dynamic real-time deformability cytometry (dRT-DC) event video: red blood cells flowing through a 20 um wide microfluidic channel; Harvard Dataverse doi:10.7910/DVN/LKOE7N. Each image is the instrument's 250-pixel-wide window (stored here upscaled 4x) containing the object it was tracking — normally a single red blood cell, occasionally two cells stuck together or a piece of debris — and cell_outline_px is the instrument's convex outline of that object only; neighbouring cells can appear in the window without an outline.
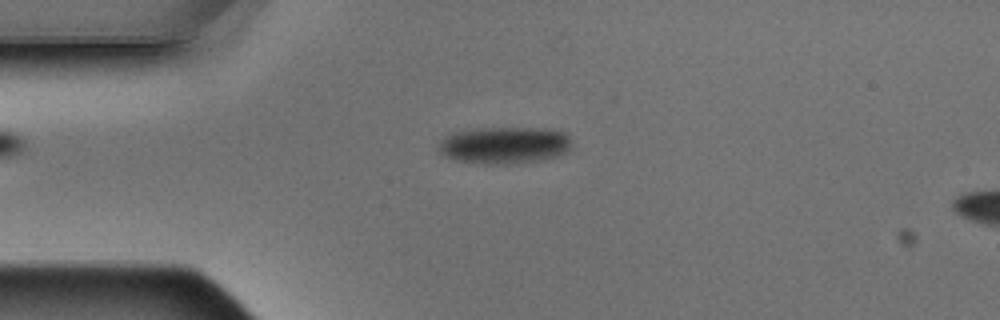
{"species": "Egyptian fruit bat (a non-hibernating species)", "species_latin": "Rousettus aegyptiacus", "temperature_condition": "warm", "stored_images_in_passage": 3, "camera_frame_rate_fps": 3000, "um_per_image_px": 0.085, "animal": {"sex": "male"}, "frame": {"image": 1, "passage_image": 1, "time_ms": 0.0, "image_size_px": [1000, 320], "cell_outline_px": [[572, 148], [556, 156], [544, 160], [500, 164], [484, 164], [456, 160], [440, 152], [440, 140], [444, 136], [452, 132], [484, 128], [548, 128], [568, 132], [572, 140]], "centroid_in_image_um": [42.95, 12.32], "position_along_channel_um": 42.1, "area_um2": 28.84}}
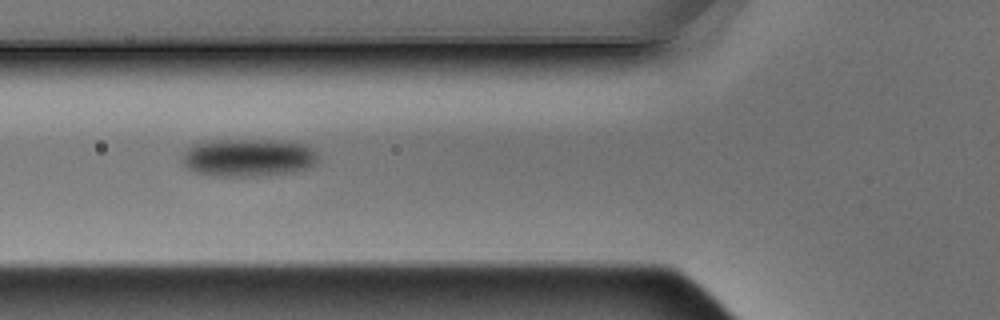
{"frame": {"image": 2, "passage_image": 3, "time_ms": 0.667, "image_size_px": [1000, 320], "cell_outline_px": [[316, 164], [308, 168], [292, 172], [268, 176], [212, 176], [196, 172], [188, 168], [180, 160], [184, 152], [192, 144], [220, 140], [280, 140], [308, 144], [316, 156]], "centroid_in_image_um": [21.1, 13.4], "position_along_channel_um": 104.7, "area_um2": 30.17}}